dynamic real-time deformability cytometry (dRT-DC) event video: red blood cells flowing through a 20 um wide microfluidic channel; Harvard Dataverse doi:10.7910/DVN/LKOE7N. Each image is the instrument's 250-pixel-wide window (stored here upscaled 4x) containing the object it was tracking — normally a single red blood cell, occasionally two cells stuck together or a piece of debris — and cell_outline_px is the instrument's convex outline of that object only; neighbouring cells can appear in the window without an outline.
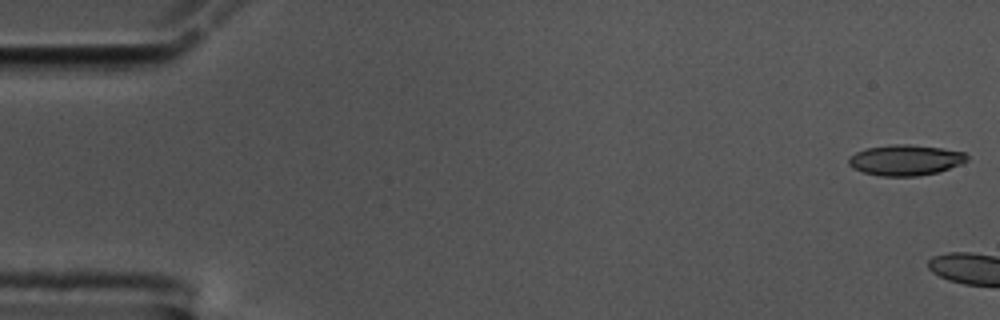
{"species": "common noctule bat (a hibernating species)", "species_latin": "Nyctalus noctula", "temperature_condition": "cold", "stored_images_in_passage": 5, "camera_frame_rate_fps": 3000, "um_per_image_px": 0.085, "animal": {"sex": "male", "body_mass_g": 17.5, "forearm_length_mm": 52.3}, "frame": {"image": 1, "passage_image": 1, "time_ms": 0.0, "image_size_px": [1000, 320], "cell_outline_px": [[968, 160], [960, 164], [936, 172], [916, 176], [880, 176], [864, 172], [852, 168], [848, 164], [848, 160], [856, 152], [868, 148], [892, 144], [908, 144], [940, 148], [964, 152], [968, 156]], "centroid_in_image_um": [76.95, 13.6], "position_along_channel_um": 8.1, "area_um2": 20.87}}